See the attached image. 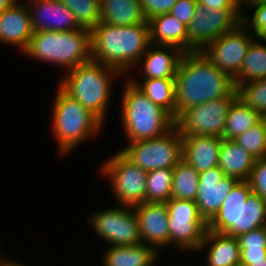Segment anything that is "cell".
I'll use <instances>...</instances> for the list:
<instances>
[{"label": "cell", "mask_w": 266, "mask_h": 266, "mask_svg": "<svg viewBox=\"0 0 266 266\" xmlns=\"http://www.w3.org/2000/svg\"><path fill=\"white\" fill-rule=\"evenodd\" d=\"M166 207L169 223V248L173 245L181 254L189 251L197 252L208 230V223L200 215L196 202L171 197L166 202Z\"/></svg>", "instance_id": "obj_9"}, {"label": "cell", "mask_w": 266, "mask_h": 266, "mask_svg": "<svg viewBox=\"0 0 266 266\" xmlns=\"http://www.w3.org/2000/svg\"><path fill=\"white\" fill-rule=\"evenodd\" d=\"M178 0H140L147 21L155 16L169 13Z\"/></svg>", "instance_id": "obj_37"}, {"label": "cell", "mask_w": 266, "mask_h": 266, "mask_svg": "<svg viewBox=\"0 0 266 266\" xmlns=\"http://www.w3.org/2000/svg\"><path fill=\"white\" fill-rule=\"evenodd\" d=\"M87 224L107 246H130L142 242L135 210L130 206L116 205L95 209L88 214Z\"/></svg>", "instance_id": "obj_10"}, {"label": "cell", "mask_w": 266, "mask_h": 266, "mask_svg": "<svg viewBox=\"0 0 266 266\" xmlns=\"http://www.w3.org/2000/svg\"><path fill=\"white\" fill-rule=\"evenodd\" d=\"M248 182L252 192L266 200V156L256 159Z\"/></svg>", "instance_id": "obj_35"}, {"label": "cell", "mask_w": 266, "mask_h": 266, "mask_svg": "<svg viewBox=\"0 0 266 266\" xmlns=\"http://www.w3.org/2000/svg\"><path fill=\"white\" fill-rule=\"evenodd\" d=\"M182 159L198 173L218 166L222 138L215 136H181Z\"/></svg>", "instance_id": "obj_20"}, {"label": "cell", "mask_w": 266, "mask_h": 266, "mask_svg": "<svg viewBox=\"0 0 266 266\" xmlns=\"http://www.w3.org/2000/svg\"><path fill=\"white\" fill-rule=\"evenodd\" d=\"M73 12L81 28L92 30L101 22L100 0H58Z\"/></svg>", "instance_id": "obj_31"}, {"label": "cell", "mask_w": 266, "mask_h": 266, "mask_svg": "<svg viewBox=\"0 0 266 266\" xmlns=\"http://www.w3.org/2000/svg\"><path fill=\"white\" fill-rule=\"evenodd\" d=\"M153 103L176 119L175 79H141L127 76ZM141 79V80H139Z\"/></svg>", "instance_id": "obj_26"}, {"label": "cell", "mask_w": 266, "mask_h": 266, "mask_svg": "<svg viewBox=\"0 0 266 266\" xmlns=\"http://www.w3.org/2000/svg\"><path fill=\"white\" fill-rule=\"evenodd\" d=\"M197 251L206 253V266H240V246L234 236L207 230Z\"/></svg>", "instance_id": "obj_21"}, {"label": "cell", "mask_w": 266, "mask_h": 266, "mask_svg": "<svg viewBox=\"0 0 266 266\" xmlns=\"http://www.w3.org/2000/svg\"><path fill=\"white\" fill-rule=\"evenodd\" d=\"M237 182V179L225 176L219 166L199 173L195 202L200 215L207 223L219 212L226 196Z\"/></svg>", "instance_id": "obj_15"}, {"label": "cell", "mask_w": 266, "mask_h": 266, "mask_svg": "<svg viewBox=\"0 0 266 266\" xmlns=\"http://www.w3.org/2000/svg\"><path fill=\"white\" fill-rule=\"evenodd\" d=\"M236 89L238 98L246 105L261 116L266 114V79L239 84Z\"/></svg>", "instance_id": "obj_32"}, {"label": "cell", "mask_w": 266, "mask_h": 266, "mask_svg": "<svg viewBox=\"0 0 266 266\" xmlns=\"http://www.w3.org/2000/svg\"><path fill=\"white\" fill-rule=\"evenodd\" d=\"M62 75L58 85L107 125L106 119L113 100L112 85L118 78L123 79L125 76L119 70L93 60Z\"/></svg>", "instance_id": "obj_3"}, {"label": "cell", "mask_w": 266, "mask_h": 266, "mask_svg": "<svg viewBox=\"0 0 266 266\" xmlns=\"http://www.w3.org/2000/svg\"><path fill=\"white\" fill-rule=\"evenodd\" d=\"M173 168L147 172L146 202L166 203L171 198Z\"/></svg>", "instance_id": "obj_30"}, {"label": "cell", "mask_w": 266, "mask_h": 266, "mask_svg": "<svg viewBox=\"0 0 266 266\" xmlns=\"http://www.w3.org/2000/svg\"><path fill=\"white\" fill-rule=\"evenodd\" d=\"M199 184V173L181 159L173 168L171 197L195 201Z\"/></svg>", "instance_id": "obj_29"}, {"label": "cell", "mask_w": 266, "mask_h": 266, "mask_svg": "<svg viewBox=\"0 0 266 266\" xmlns=\"http://www.w3.org/2000/svg\"><path fill=\"white\" fill-rule=\"evenodd\" d=\"M256 38L241 22L233 30L215 39L201 52L220 71L234 80L240 73L249 46Z\"/></svg>", "instance_id": "obj_14"}, {"label": "cell", "mask_w": 266, "mask_h": 266, "mask_svg": "<svg viewBox=\"0 0 266 266\" xmlns=\"http://www.w3.org/2000/svg\"><path fill=\"white\" fill-rule=\"evenodd\" d=\"M21 55L32 61L58 66L64 74V71L91 60L90 30L34 31L27 49Z\"/></svg>", "instance_id": "obj_6"}, {"label": "cell", "mask_w": 266, "mask_h": 266, "mask_svg": "<svg viewBox=\"0 0 266 266\" xmlns=\"http://www.w3.org/2000/svg\"><path fill=\"white\" fill-rule=\"evenodd\" d=\"M0 266H28L27 264L21 263V261H15L14 259L4 258L3 254H0Z\"/></svg>", "instance_id": "obj_41"}, {"label": "cell", "mask_w": 266, "mask_h": 266, "mask_svg": "<svg viewBox=\"0 0 266 266\" xmlns=\"http://www.w3.org/2000/svg\"><path fill=\"white\" fill-rule=\"evenodd\" d=\"M196 5V0H178L169 13L188 27L193 18Z\"/></svg>", "instance_id": "obj_38"}, {"label": "cell", "mask_w": 266, "mask_h": 266, "mask_svg": "<svg viewBox=\"0 0 266 266\" xmlns=\"http://www.w3.org/2000/svg\"><path fill=\"white\" fill-rule=\"evenodd\" d=\"M124 81L120 122L127 142L149 140L169 132L175 126V119L153 103L128 77Z\"/></svg>", "instance_id": "obj_5"}, {"label": "cell", "mask_w": 266, "mask_h": 266, "mask_svg": "<svg viewBox=\"0 0 266 266\" xmlns=\"http://www.w3.org/2000/svg\"><path fill=\"white\" fill-rule=\"evenodd\" d=\"M261 119L262 116L259 113L237 98L229 109L222 139L233 140L256 125Z\"/></svg>", "instance_id": "obj_28"}, {"label": "cell", "mask_w": 266, "mask_h": 266, "mask_svg": "<svg viewBox=\"0 0 266 266\" xmlns=\"http://www.w3.org/2000/svg\"><path fill=\"white\" fill-rule=\"evenodd\" d=\"M52 115L51 131L57 143L59 156H67L77 146L96 139L105 124L91 111L68 95L58 84ZM95 136V137H94ZM68 153V154H67Z\"/></svg>", "instance_id": "obj_4"}, {"label": "cell", "mask_w": 266, "mask_h": 266, "mask_svg": "<svg viewBox=\"0 0 266 266\" xmlns=\"http://www.w3.org/2000/svg\"><path fill=\"white\" fill-rule=\"evenodd\" d=\"M237 239L240 249L266 248V226L246 232Z\"/></svg>", "instance_id": "obj_36"}, {"label": "cell", "mask_w": 266, "mask_h": 266, "mask_svg": "<svg viewBox=\"0 0 266 266\" xmlns=\"http://www.w3.org/2000/svg\"><path fill=\"white\" fill-rule=\"evenodd\" d=\"M262 226H266V200L252 192L248 181H238L208 223V230L237 238Z\"/></svg>", "instance_id": "obj_7"}, {"label": "cell", "mask_w": 266, "mask_h": 266, "mask_svg": "<svg viewBox=\"0 0 266 266\" xmlns=\"http://www.w3.org/2000/svg\"><path fill=\"white\" fill-rule=\"evenodd\" d=\"M241 8H207L197 3L187 29L188 52H201L215 39L233 30L242 20Z\"/></svg>", "instance_id": "obj_13"}, {"label": "cell", "mask_w": 266, "mask_h": 266, "mask_svg": "<svg viewBox=\"0 0 266 266\" xmlns=\"http://www.w3.org/2000/svg\"><path fill=\"white\" fill-rule=\"evenodd\" d=\"M264 41V42H263ZM266 79V41L256 38L248 48L234 85Z\"/></svg>", "instance_id": "obj_27"}, {"label": "cell", "mask_w": 266, "mask_h": 266, "mask_svg": "<svg viewBox=\"0 0 266 266\" xmlns=\"http://www.w3.org/2000/svg\"><path fill=\"white\" fill-rule=\"evenodd\" d=\"M207 8H240L238 0H196Z\"/></svg>", "instance_id": "obj_40"}, {"label": "cell", "mask_w": 266, "mask_h": 266, "mask_svg": "<svg viewBox=\"0 0 266 266\" xmlns=\"http://www.w3.org/2000/svg\"><path fill=\"white\" fill-rule=\"evenodd\" d=\"M151 44L173 46L188 53V27L170 13L148 20Z\"/></svg>", "instance_id": "obj_23"}, {"label": "cell", "mask_w": 266, "mask_h": 266, "mask_svg": "<svg viewBox=\"0 0 266 266\" xmlns=\"http://www.w3.org/2000/svg\"><path fill=\"white\" fill-rule=\"evenodd\" d=\"M34 31L68 32L82 29L73 14L58 0H26Z\"/></svg>", "instance_id": "obj_17"}, {"label": "cell", "mask_w": 266, "mask_h": 266, "mask_svg": "<svg viewBox=\"0 0 266 266\" xmlns=\"http://www.w3.org/2000/svg\"><path fill=\"white\" fill-rule=\"evenodd\" d=\"M239 1V5L241 10L244 12H246V9L256 3H260V2H266V0H238Z\"/></svg>", "instance_id": "obj_42"}, {"label": "cell", "mask_w": 266, "mask_h": 266, "mask_svg": "<svg viewBox=\"0 0 266 266\" xmlns=\"http://www.w3.org/2000/svg\"><path fill=\"white\" fill-rule=\"evenodd\" d=\"M266 248L240 249V265H252V262L264 261Z\"/></svg>", "instance_id": "obj_39"}, {"label": "cell", "mask_w": 266, "mask_h": 266, "mask_svg": "<svg viewBox=\"0 0 266 266\" xmlns=\"http://www.w3.org/2000/svg\"><path fill=\"white\" fill-rule=\"evenodd\" d=\"M101 22L116 26L148 23L140 0H100Z\"/></svg>", "instance_id": "obj_25"}, {"label": "cell", "mask_w": 266, "mask_h": 266, "mask_svg": "<svg viewBox=\"0 0 266 266\" xmlns=\"http://www.w3.org/2000/svg\"><path fill=\"white\" fill-rule=\"evenodd\" d=\"M237 98L235 88L228 96L192 106L175 119V126L181 136L222 138L229 109Z\"/></svg>", "instance_id": "obj_12"}, {"label": "cell", "mask_w": 266, "mask_h": 266, "mask_svg": "<svg viewBox=\"0 0 266 266\" xmlns=\"http://www.w3.org/2000/svg\"><path fill=\"white\" fill-rule=\"evenodd\" d=\"M104 249L103 266H157L154 264L161 261L162 256L153 246L142 242L130 246H107Z\"/></svg>", "instance_id": "obj_22"}, {"label": "cell", "mask_w": 266, "mask_h": 266, "mask_svg": "<svg viewBox=\"0 0 266 266\" xmlns=\"http://www.w3.org/2000/svg\"><path fill=\"white\" fill-rule=\"evenodd\" d=\"M184 53L173 46L151 44L136 65L142 79H175L177 66Z\"/></svg>", "instance_id": "obj_19"}, {"label": "cell", "mask_w": 266, "mask_h": 266, "mask_svg": "<svg viewBox=\"0 0 266 266\" xmlns=\"http://www.w3.org/2000/svg\"><path fill=\"white\" fill-rule=\"evenodd\" d=\"M91 60L131 76L151 45L148 23L116 26L100 22L90 31ZM133 70V71H132Z\"/></svg>", "instance_id": "obj_2"}, {"label": "cell", "mask_w": 266, "mask_h": 266, "mask_svg": "<svg viewBox=\"0 0 266 266\" xmlns=\"http://www.w3.org/2000/svg\"><path fill=\"white\" fill-rule=\"evenodd\" d=\"M240 266H266V259L264 261L252 262V265H240Z\"/></svg>", "instance_id": "obj_44"}, {"label": "cell", "mask_w": 266, "mask_h": 266, "mask_svg": "<svg viewBox=\"0 0 266 266\" xmlns=\"http://www.w3.org/2000/svg\"><path fill=\"white\" fill-rule=\"evenodd\" d=\"M17 1L12 7L0 12V44L14 46L23 53L34 33L26 1Z\"/></svg>", "instance_id": "obj_18"}, {"label": "cell", "mask_w": 266, "mask_h": 266, "mask_svg": "<svg viewBox=\"0 0 266 266\" xmlns=\"http://www.w3.org/2000/svg\"><path fill=\"white\" fill-rule=\"evenodd\" d=\"M256 159L266 156V131L261 120L256 125L233 139Z\"/></svg>", "instance_id": "obj_33"}, {"label": "cell", "mask_w": 266, "mask_h": 266, "mask_svg": "<svg viewBox=\"0 0 266 266\" xmlns=\"http://www.w3.org/2000/svg\"><path fill=\"white\" fill-rule=\"evenodd\" d=\"M253 13H243L241 22L254 34L258 39L266 41V2L253 4L247 8Z\"/></svg>", "instance_id": "obj_34"}, {"label": "cell", "mask_w": 266, "mask_h": 266, "mask_svg": "<svg viewBox=\"0 0 266 266\" xmlns=\"http://www.w3.org/2000/svg\"><path fill=\"white\" fill-rule=\"evenodd\" d=\"M234 80L202 52L184 53L175 75L176 118L188 108L228 96Z\"/></svg>", "instance_id": "obj_1"}, {"label": "cell", "mask_w": 266, "mask_h": 266, "mask_svg": "<svg viewBox=\"0 0 266 266\" xmlns=\"http://www.w3.org/2000/svg\"><path fill=\"white\" fill-rule=\"evenodd\" d=\"M127 143L120 151L147 172L174 168L182 159V137L176 126L162 136Z\"/></svg>", "instance_id": "obj_11"}, {"label": "cell", "mask_w": 266, "mask_h": 266, "mask_svg": "<svg viewBox=\"0 0 266 266\" xmlns=\"http://www.w3.org/2000/svg\"><path fill=\"white\" fill-rule=\"evenodd\" d=\"M19 0H0V12L12 7Z\"/></svg>", "instance_id": "obj_43"}, {"label": "cell", "mask_w": 266, "mask_h": 266, "mask_svg": "<svg viewBox=\"0 0 266 266\" xmlns=\"http://www.w3.org/2000/svg\"><path fill=\"white\" fill-rule=\"evenodd\" d=\"M142 243L159 253L169 247V223L166 203L144 202L133 206Z\"/></svg>", "instance_id": "obj_16"}, {"label": "cell", "mask_w": 266, "mask_h": 266, "mask_svg": "<svg viewBox=\"0 0 266 266\" xmlns=\"http://www.w3.org/2000/svg\"><path fill=\"white\" fill-rule=\"evenodd\" d=\"M261 120L264 123L265 131H266V114L262 115V119Z\"/></svg>", "instance_id": "obj_45"}, {"label": "cell", "mask_w": 266, "mask_h": 266, "mask_svg": "<svg viewBox=\"0 0 266 266\" xmlns=\"http://www.w3.org/2000/svg\"><path fill=\"white\" fill-rule=\"evenodd\" d=\"M101 163L98 175L108 181L115 204L133 207L146 202L147 171L120 150Z\"/></svg>", "instance_id": "obj_8"}, {"label": "cell", "mask_w": 266, "mask_h": 266, "mask_svg": "<svg viewBox=\"0 0 266 266\" xmlns=\"http://www.w3.org/2000/svg\"><path fill=\"white\" fill-rule=\"evenodd\" d=\"M256 158L233 140H222L219 153V168L225 176L248 181Z\"/></svg>", "instance_id": "obj_24"}]
</instances>
